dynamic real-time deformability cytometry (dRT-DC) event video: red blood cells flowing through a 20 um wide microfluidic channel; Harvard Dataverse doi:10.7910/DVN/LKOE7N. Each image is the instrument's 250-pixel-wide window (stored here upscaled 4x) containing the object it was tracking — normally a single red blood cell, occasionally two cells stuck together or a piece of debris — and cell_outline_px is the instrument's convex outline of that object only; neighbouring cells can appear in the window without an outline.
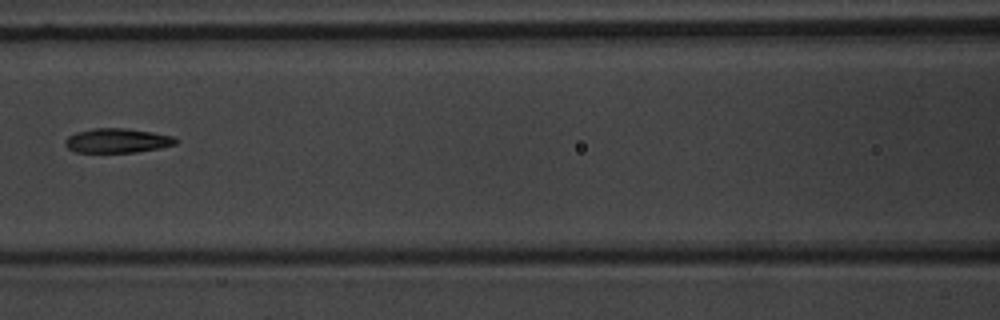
{"species": "common noctule bat (a hibernating species)", "species_latin": "Nyctalus noctula", "temperature_condition": "warm", "stored_images_in_passage": 8, "camera_frame_rate_fps": 3000, "um_per_image_px": 0.085, "animal": {"sex": "male", "body_mass_g": 20.1, "forearm_length_mm": 53.5}, "frame": {"image": 1, "passage_image": 5, "time_ms": 4.667, "image_size_px": [1000, 320], "cell_outline_px": [[180, 140], [176, 144], [160, 148], [136, 152], [76, 152], [68, 148], [64, 144], [64, 140], [68, 136], [76, 132], [92, 128], [124, 128], [152, 132], [172, 136]], "centroid_in_image_um": [9.96, 11.95], "position_along_channel_um": 156.6, "area_um2": 15.78}}
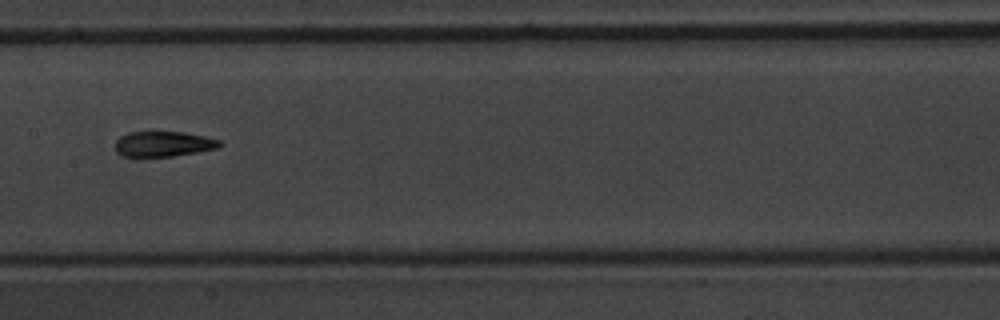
{"frame": {"image": 2, "passage_image": 6, "time_ms": 5.667, "image_size_px": [1000, 320], "cell_outline_px": [[224, 144], [216, 148], [196, 152], [172, 156], [120, 156], [116, 152], [116, 140], [120, 136], [128, 132], [184, 132], [204, 136], [220, 140]], "centroid_in_image_um": [13.88, 12.23], "position_along_channel_um": 193.5, "area_um2": 15.32}}
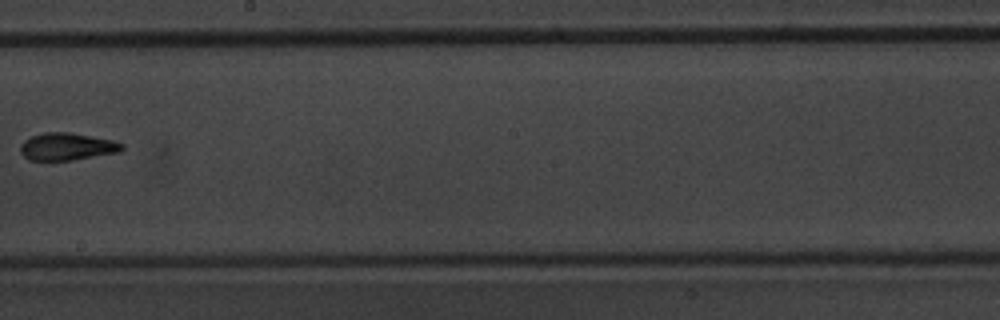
{"frame": {"image": 3, "passage_image": 7, "time_ms": 7.0, "image_size_px": [1000, 320], "cell_outline_px": [[124, 148], [120, 152], [72, 160], [28, 160], [20, 152], [20, 144], [24, 140], [32, 136], [44, 132], [68, 132], [112, 140], [124, 144]], "centroid_in_image_um": [5.68, 12.46], "position_along_channel_um": 242.5, "area_um2": 16.18}}